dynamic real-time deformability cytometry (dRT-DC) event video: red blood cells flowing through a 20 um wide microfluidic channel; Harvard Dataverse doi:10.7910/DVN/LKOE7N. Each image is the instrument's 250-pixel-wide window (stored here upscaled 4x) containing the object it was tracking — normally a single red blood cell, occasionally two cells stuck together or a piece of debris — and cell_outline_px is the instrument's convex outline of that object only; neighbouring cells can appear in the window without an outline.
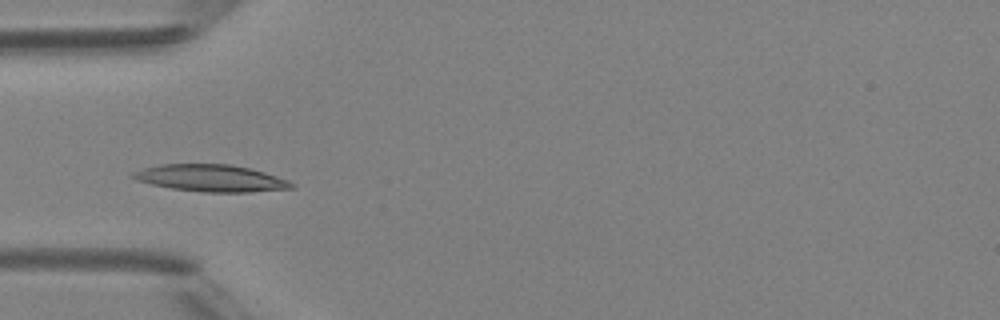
{"species": "Egyptian fruit bat (a non-hibernating species)", "species_latin": "Rousettus aegyptiacus", "temperature_condition": "room temperature", "stored_images_in_passage": 4, "camera_frame_rate_fps": 3000, "um_per_image_px": 0.085, "animal": {"sex": "female"}, "frame": {"image": 1, "passage_image": 4, "time_ms": 3.333, "image_size_px": [1000, 320], "cell_outline_px": [[296, 184], [292, 188], [248, 192], [204, 192], [172, 188], [152, 184], [136, 180], [128, 176], [132, 172], [144, 168], [160, 164], [228, 164], [248, 168], [264, 172], [288, 180]], "centroid_in_image_um": [17.9, 15.14], "position_along_channel_um": 67.1, "area_um2": 24.74}}